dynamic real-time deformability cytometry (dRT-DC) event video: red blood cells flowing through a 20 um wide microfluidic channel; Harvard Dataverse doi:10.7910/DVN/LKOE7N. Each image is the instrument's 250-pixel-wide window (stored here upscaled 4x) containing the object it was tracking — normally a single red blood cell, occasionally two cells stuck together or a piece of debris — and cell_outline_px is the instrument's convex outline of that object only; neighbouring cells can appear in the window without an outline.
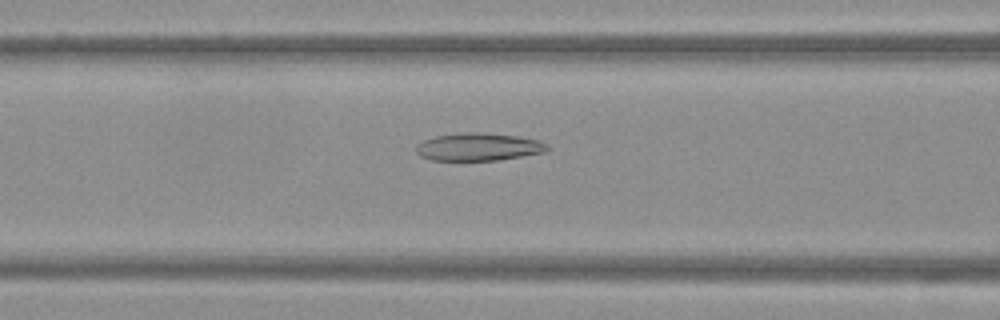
{"species": "Egyptian fruit bat (a non-hibernating species)", "species_latin": "Rousettus aegyptiacus", "temperature_condition": "warm", "stored_images_in_passage": 36, "camera_frame_rate_fps": 3000, "um_per_image_px": 0.085, "frame": {"image": 1, "passage_image": 7, "time_ms": 2.0, "image_size_px": [1000, 320], "cell_outline_px": [[552, 148], [544, 152], [500, 160], [432, 160], [420, 156], [416, 152], [416, 144], [424, 140], [436, 136], [464, 132], [480, 132], [516, 136], [536, 140], [548, 144]], "centroid_in_image_um": [40.67, 12.49], "position_along_channel_um": 125.9, "area_um2": 21.15}}
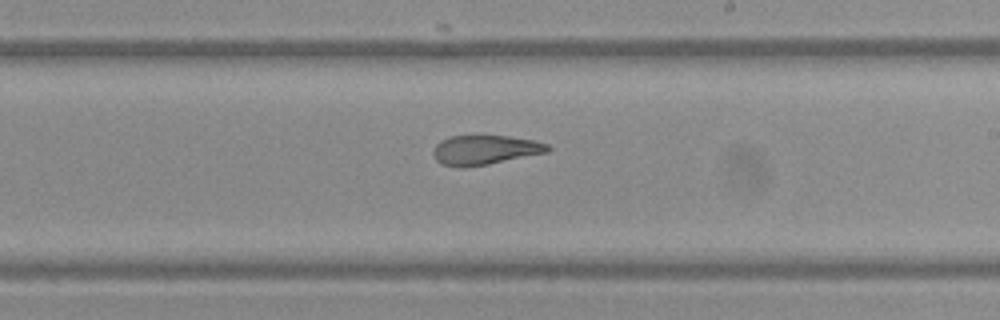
{"frame": {"image": 2, "passage_image": 16, "time_ms": 5.0, "image_size_px": [1000, 320], "cell_outline_px": [[552, 148], [548, 152], [488, 164], [464, 168], [460, 168], [440, 164], [436, 160], [432, 152], [436, 144], [440, 140], [448, 136], [508, 136], [532, 140], [548, 144]], "centroid_in_image_um": [41.18, 12.75], "position_along_channel_um": 247.8, "area_um2": 19.77}}
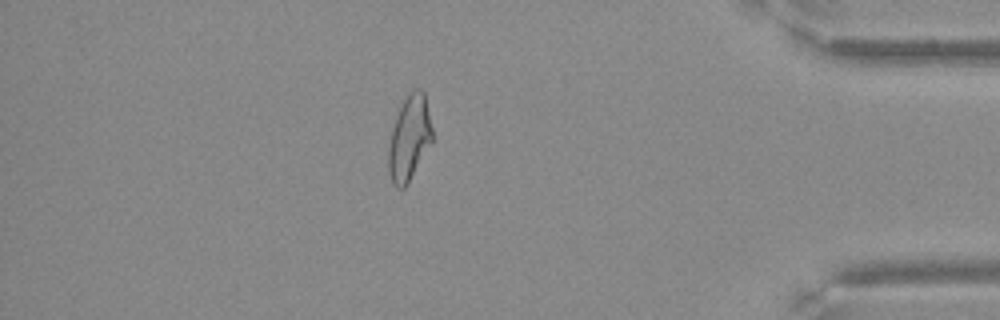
{"frame": {"image": 3, "passage_image": 30, "time_ms": 9.667, "image_size_px": [1000, 320], "cell_outline_px": [[432, 144], [408, 184], [404, 188], [396, 188], [392, 184], [388, 172], [388, 148], [392, 128], [396, 116], [408, 92], [416, 88], [420, 88], [424, 92], [432, 128]], "centroid_in_image_um": [34.79, 11.78], "position_along_channel_um": 400.4, "area_um2": 21.96}}